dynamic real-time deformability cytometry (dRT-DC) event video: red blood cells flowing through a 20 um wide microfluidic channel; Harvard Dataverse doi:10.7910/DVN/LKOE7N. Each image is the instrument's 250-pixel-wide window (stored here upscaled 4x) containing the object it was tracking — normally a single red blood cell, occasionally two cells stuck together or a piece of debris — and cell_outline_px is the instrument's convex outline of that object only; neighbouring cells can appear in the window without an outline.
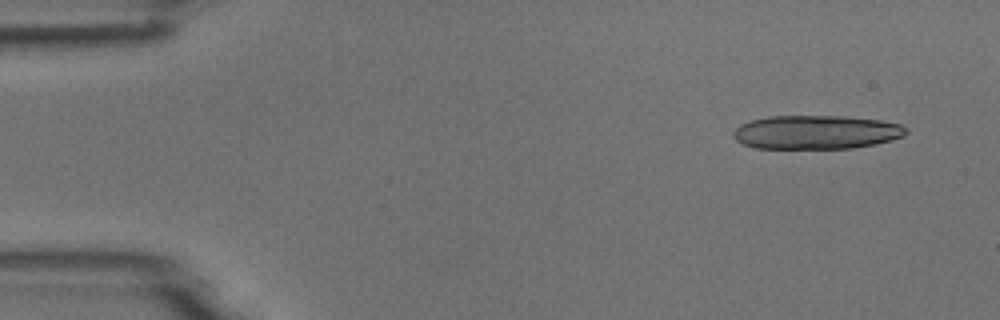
{"species": "common noctule bat (a hibernating species)", "species_latin": "Nyctalus noctula", "temperature_condition": "room temperature", "stored_images_in_passage": 5, "camera_frame_rate_fps": 3000, "um_per_image_px": 0.085, "animal": {"sex": "male", "body_mass_g": 18.8}, "frame": {"image": 1, "passage_image": 1, "time_ms": 0.0, "image_size_px": [1000, 320], "cell_outline_px": [[908, 132], [904, 136], [876, 144], [852, 148], [756, 148], [744, 144], [736, 140], [732, 136], [732, 132], [740, 124], [752, 120], [768, 116], [844, 116], [880, 120], [900, 124], [908, 128]], "centroid_in_image_um": [69.38, 11.23], "position_along_channel_um": 15.6, "area_um2": 34.1}}